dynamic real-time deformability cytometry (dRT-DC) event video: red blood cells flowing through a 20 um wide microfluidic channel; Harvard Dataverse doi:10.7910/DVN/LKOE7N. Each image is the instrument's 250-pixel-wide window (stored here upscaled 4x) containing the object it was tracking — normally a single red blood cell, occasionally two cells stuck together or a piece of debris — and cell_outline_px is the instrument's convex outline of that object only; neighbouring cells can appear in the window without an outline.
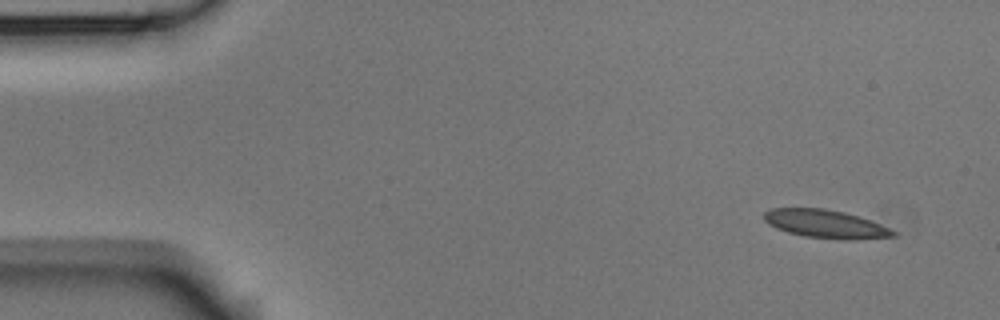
{"species": "Egyptian fruit bat (a non-hibernating species)", "species_latin": "Rousettus aegyptiacus", "temperature_condition": "room temperature", "stored_images_in_passage": 4, "camera_frame_rate_fps": 3000, "um_per_image_px": 0.085, "animal": {"sex": "male"}, "frame": {"image": 1, "passage_image": 1, "time_ms": 0.0, "image_size_px": [1000, 320], "cell_outline_px": [[900, 232], [896, 236], [856, 240], [844, 240], [804, 236], [788, 232], [776, 228], [768, 224], [764, 220], [764, 212], [772, 208], [824, 208], [844, 212], [860, 216]], "centroid_in_image_um": [70.22, 19.04], "position_along_channel_um": 14.8, "area_um2": 21.5}}
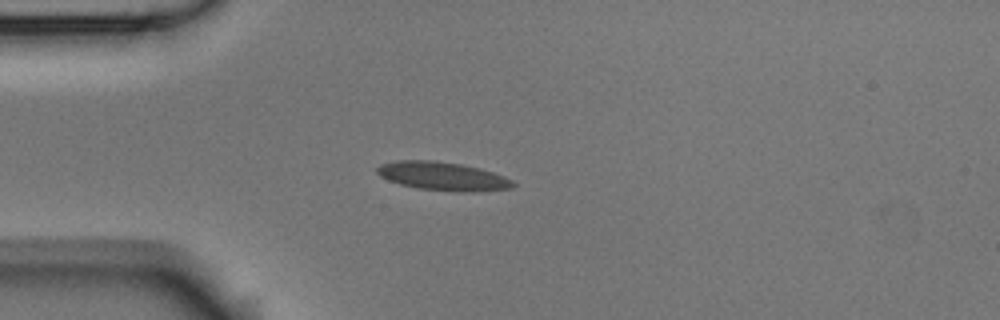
{"frame": {"image": 2, "passage_image": 4, "time_ms": 1.0, "image_size_px": [1000, 320], "cell_outline_px": [[516, 184], [512, 188], [476, 192], [460, 192], [420, 188], [400, 184], [388, 180], [380, 176], [376, 172], [376, 168], [380, 164], [396, 160], [436, 160], [460, 164], [480, 168], [504, 176], [512, 180]], "centroid_in_image_um": [37.63, 14.97], "position_along_channel_um": 47.4, "area_um2": 22.66}}